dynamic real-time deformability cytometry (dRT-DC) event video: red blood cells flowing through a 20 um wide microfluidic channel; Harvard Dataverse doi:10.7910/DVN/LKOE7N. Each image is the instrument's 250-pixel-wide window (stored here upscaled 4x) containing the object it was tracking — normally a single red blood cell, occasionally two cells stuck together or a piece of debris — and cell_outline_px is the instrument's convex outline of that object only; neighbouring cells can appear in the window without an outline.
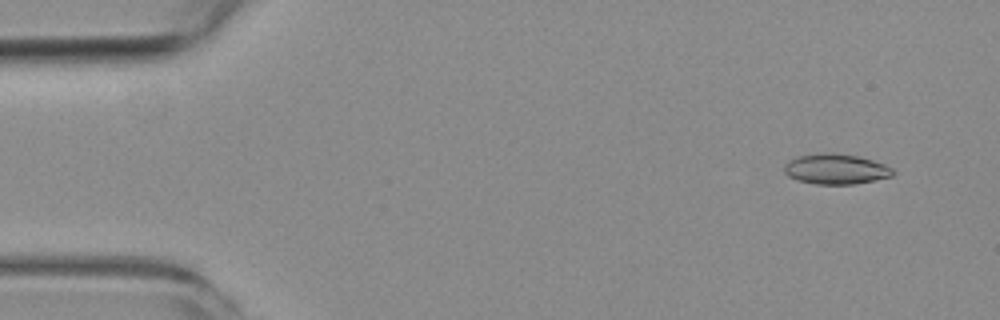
{"species": "common noctule bat (a hibernating species)", "species_latin": "Nyctalus noctula", "temperature_condition": "room temperature", "stored_images_in_passage": 4, "camera_frame_rate_fps": 3000, "um_per_image_px": 0.085, "animal": {"sex": "female", "body_mass_g": 19.3, "forearm_length_mm": 54.1}, "frame": {"image": 1, "passage_image": 1, "time_ms": 0.0, "image_size_px": [1000, 320], "cell_outline_px": [[896, 172], [892, 176], [856, 184], [816, 184], [796, 180], [788, 176], [784, 172], [784, 164], [788, 160], [796, 156], [820, 152], [832, 152], [856, 156], [872, 160], [884, 164], [892, 168]], "centroid_in_image_um": [71.01, 14.36], "position_along_channel_um": 14.0, "area_um2": 19.42}}
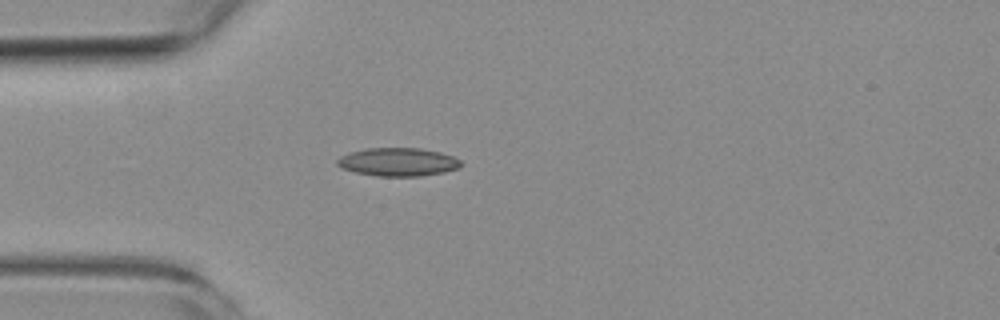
{"frame": {"image": 2, "passage_image": 4, "time_ms": 3.667, "image_size_px": [1000, 320], "cell_outline_px": [[464, 164], [460, 168], [444, 172], [420, 176], [380, 176], [356, 172], [340, 168], [336, 164], [336, 160], [340, 156], [348, 152], [368, 148], [420, 148], [440, 152], [452, 156], [460, 160]], "centroid_in_image_um": [33.83, 13.76], "position_along_channel_um": 51.2, "area_um2": 20.52}}